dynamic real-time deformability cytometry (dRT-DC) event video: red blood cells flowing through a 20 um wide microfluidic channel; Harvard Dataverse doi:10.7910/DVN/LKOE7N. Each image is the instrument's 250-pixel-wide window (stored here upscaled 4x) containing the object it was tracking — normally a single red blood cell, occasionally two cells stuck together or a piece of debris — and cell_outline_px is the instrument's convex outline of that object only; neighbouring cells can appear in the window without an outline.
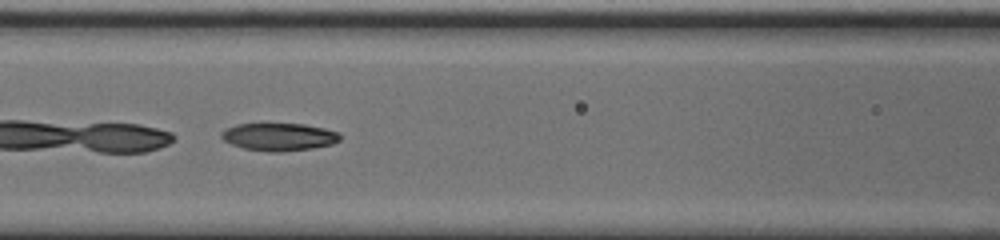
{"species": "common noctule bat (a hibernating species)", "species_latin": "Nyctalus noctula", "temperature_condition": "cold", "stored_images_in_passage": 15, "camera_frame_rate_fps": 3000, "um_per_image_px": 0.085, "animal": {"sex": "male", "body_mass_g": 20.0, "forearm_length_mm": 53.3}, "frame": {"image": 1, "passage_image": 7, "time_ms": 2.0, "image_size_px": [1000, 240], "cell_outline_px": [[340, 140], [332, 144], [312, 148], [280, 152], [268, 152], [244, 148], [232, 144], [224, 140], [220, 136], [220, 132], [224, 128], [236, 124], [304, 124], [324, 128], [340, 132]], "centroid_in_image_um": [23.7, 11.63], "position_along_channel_um": 142.9, "area_um2": 19.19}}